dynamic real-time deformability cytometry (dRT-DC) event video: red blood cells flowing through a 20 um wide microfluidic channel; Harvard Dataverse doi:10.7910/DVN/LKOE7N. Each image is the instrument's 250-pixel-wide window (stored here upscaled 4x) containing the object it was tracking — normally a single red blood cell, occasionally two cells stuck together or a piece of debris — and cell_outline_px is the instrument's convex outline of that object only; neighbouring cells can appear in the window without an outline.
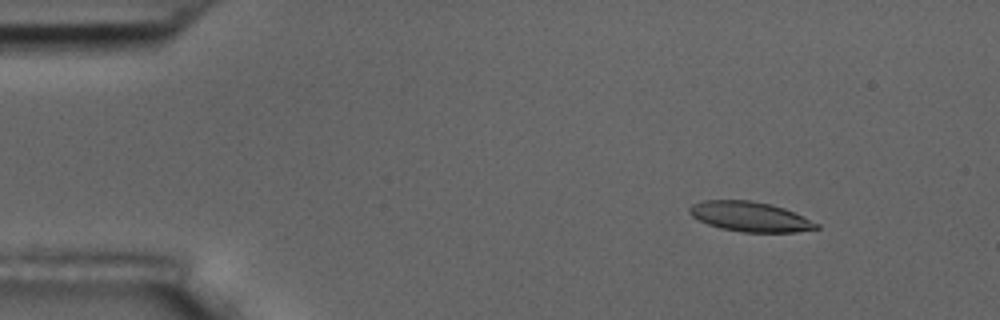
{"species": "common noctule bat (a hibernating species)", "species_latin": "Nyctalus noctula", "temperature_condition": "room temperature", "stored_images_in_passage": 4, "camera_frame_rate_fps": 3000, "um_per_image_px": 0.085, "animal": {"sex": "male", "body_mass_g": 17.5, "forearm_length_mm": 52.3}, "frame": {"image": 1, "passage_image": 2, "time_ms": 1.333, "image_size_px": [1000, 320], "cell_outline_px": [[820, 228], [796, 232], [744, 232], [720, 228], [708, 224], [692, 216], [688, 212], [688, 208], [692, 204], [704, 200], [748, 200], [772, 204], [784, 208], [820, 224]], "centroid_in_image_um": [63.75, 18.41], "position_along_channel_um": 21.2, "area_um2": 22.02}}